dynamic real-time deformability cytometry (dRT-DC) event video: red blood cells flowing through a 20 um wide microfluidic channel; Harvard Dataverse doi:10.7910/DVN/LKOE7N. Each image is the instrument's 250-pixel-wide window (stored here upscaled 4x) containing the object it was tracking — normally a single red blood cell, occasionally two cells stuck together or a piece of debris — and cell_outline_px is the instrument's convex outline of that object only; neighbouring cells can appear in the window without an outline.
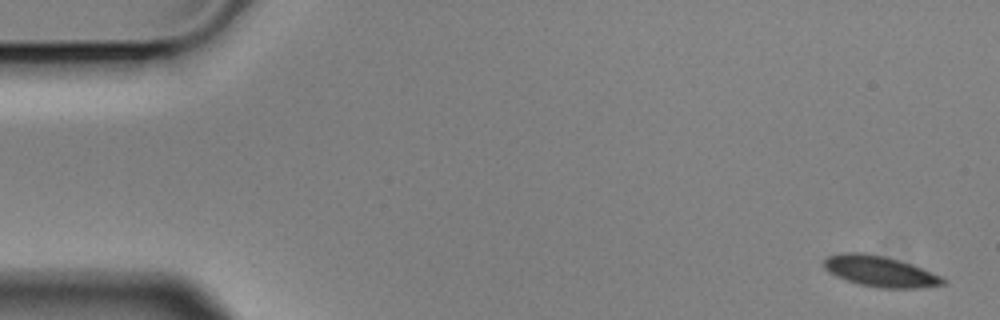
{"species": "Egyptian fruit bat (a non-hibernating species)", "species_latin": "Rousettus aegyptiacus", "temperature_condition": "cold", "stored_images_in_passage": 4, "segment_of_instrument_passage": [1, 2], "camera_frame_rate_fps": 3000, "um_per_image_px": 0.085, "animal": {"sex": "male"}, "frame": {"image": 1, "passage_image": 1, "time_ms": 0.0, "image_size_px": [1000, 320], "cell_outline_px": [[948, 280], [944, 284], [920, 288], [880, 288], [860, 284], [836, 276], [828, 272], [824, 268], [824, 260], [828, 256], [844, 252], [864, 252], [912, 264], [940, 276]], "centroid_in_image_um": [74.79, 23.07], "position_along_channel_um": 10.2, "area_um2": 21.1}}